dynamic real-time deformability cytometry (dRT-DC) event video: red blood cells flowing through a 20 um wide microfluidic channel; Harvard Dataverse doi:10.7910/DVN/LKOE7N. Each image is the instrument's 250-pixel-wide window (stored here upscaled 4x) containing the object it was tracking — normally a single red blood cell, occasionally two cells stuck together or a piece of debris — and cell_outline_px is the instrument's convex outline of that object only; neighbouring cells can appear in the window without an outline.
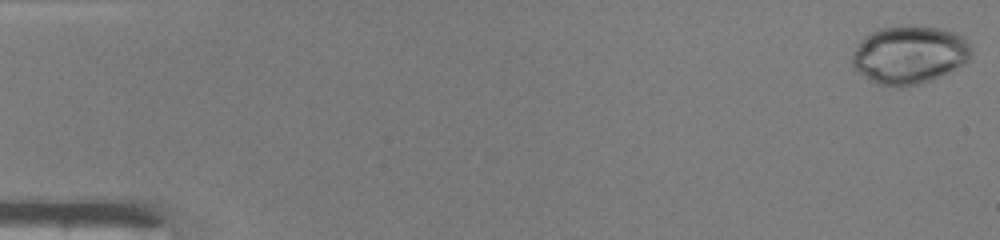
{"species": "common noctule bat (a hibernating species)", "species_latin": "Nyctalus noctula", "temperature_condition": "warm", "stored_images_in_passage": 48, "camera_frame_rate_fps": 3000, "um_per_image_px": 0.085, "animal": {"sex": "male", "body_mass_g": 19.0, "forearm_length_mm": 50.8}, "frame": {"image": 1, "passage_image": 1, "time_ms": 0.0, "image_size_px": [1000, 240], "cell_outline_px": [[972, 52], [968, 60], [948, 72], [932, 80], [920, 84], [900, 88], [880, 84], [872, 80], [860, 72], [852, 64], [852, 52], [864, 36], [872, 32], [884, 28], [912, 24], [940, 28], [956, 32], [968, 44]], "centroid_in_image_um": [77.29, 4.64], "position_along_channel_um": 7.7, "area_um2": 40.11}}
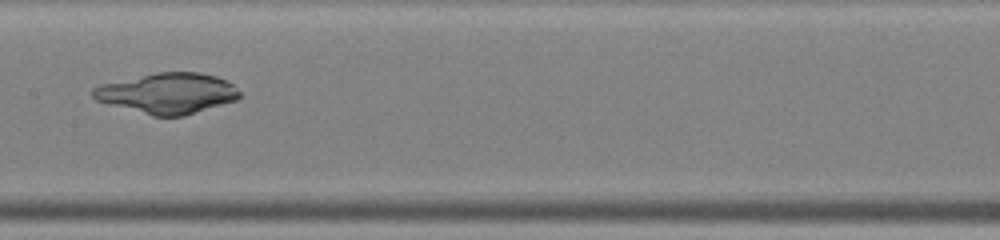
{"frame": {"image": 2, "passage_image": 25, "time_ms": 8.0, "image_size_px": [1000, 240], "cell_outline_px": [[240, 96], [236, 100], [184, 116], [152, 116], [108, 104], [96, 100], [92, 96], [92, 88], [100, 84], [156, 72], [200, 72], [216, 76], [232, 84], [240, 92]], "centroid_in_image_um": [14.22, 7.93], "position_along_channel_um": 193.2, "area_um2": 34.56}}
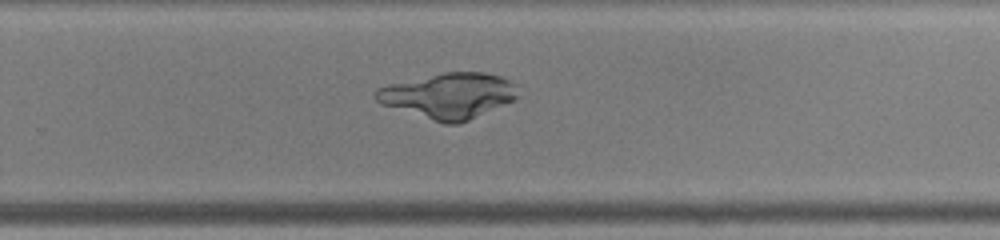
{"frame": {"image": 3, "passage_image": 32, "time_ms": 10.333, "image_size_px": [1000, 240], "cell_outline_px": [[520, 84], [516, 100], [460, 124], [444, 124], [380, 104], [372, 96], [376, 88], [388, 84], [448, 72], [484, 72], [500, 76]], "centroid_in_image_um": [38.18, 8.14], "position_along_channel_um": 291.6, "area_um2": 38.03}}